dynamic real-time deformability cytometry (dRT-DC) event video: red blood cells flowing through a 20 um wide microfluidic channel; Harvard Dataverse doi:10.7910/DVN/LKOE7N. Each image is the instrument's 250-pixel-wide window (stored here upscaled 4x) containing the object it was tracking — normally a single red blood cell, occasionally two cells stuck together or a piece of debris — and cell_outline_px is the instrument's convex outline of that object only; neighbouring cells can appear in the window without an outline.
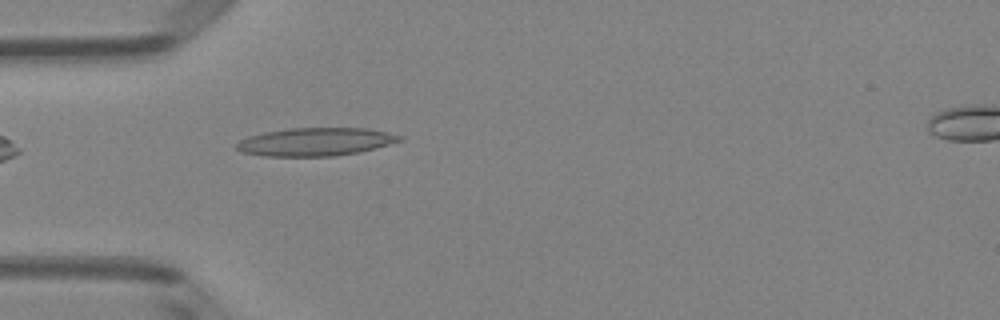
{"species": "Egyptian fruit bat (a non-hibernating species)", "species_latin": "Rousettus aegyptiacus", "temperature_condition": "room temperature", "stored_images_in_passage": 36, "camera_frame_rate_fps": 3000, "um_per_image_px": 0.085, "animal": {"sex": "female"}, "frame": {"image": 1, "passage_image": 1, "time_ms": 0.0, "image_size_px": [1000, 320], "cell_outline_px": [[400, 140], [388, 144], [360, 152], [336, 156], [264, 156], [240, 152], [236, 148], [236, 144], [240, 140], [248, 136], [264, 132], [288, 128], [368, 128], [400, 136]], "centroid_in_image_um": [26.74, 12.06], "position_along_channel_um": 58.3, "area_um2": 26.53}}
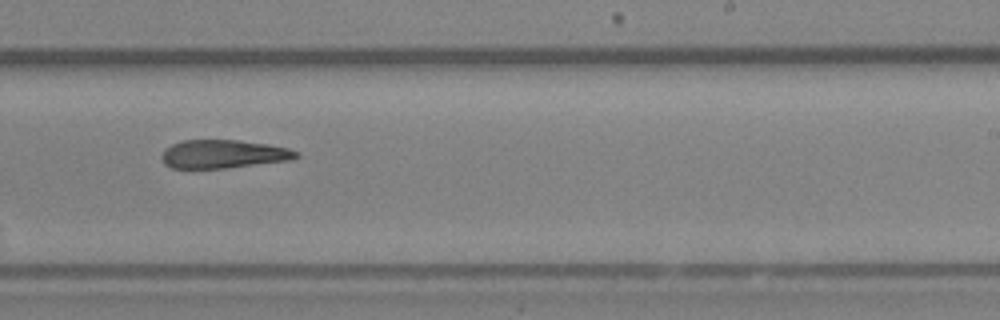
{"frame": {"image": 2, "passage_image": 17, "time_ms": 5.333, "image_size_px": [1000, 320], "cell_outline_px": [[300, 156], [288, 160], [224, 168], [172, 168], [164, 164], [160, 156], [164, 148], [180, 140], [240, 140], [288, 148], [300, 152]], "centroid_in_image_um": [18.93, 13.09], "position_along_channel_um": 270.1, "area_um2": 22.2}}
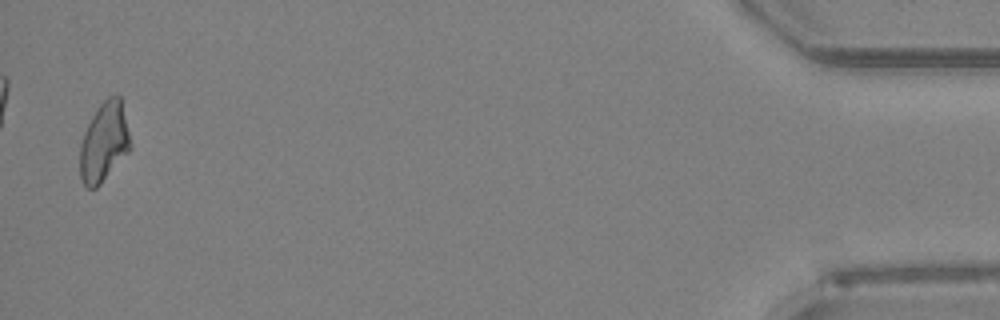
{"frame": {"image": 3, "passage_image": 35, "time_ms": 11.333, "image_size_px": [1000, 320], "cell_outline_px": [[132, 148], [100, 184], [96, 188], [88, 188], [84, 184], [80, 176], [80, 144], [84, 132], [92, 116], [100, 104], [108, 96], [120, 96], [132, 144]], "centroid_in_image_um": [8.85, 12.09], "position_along_channel_um": 426.3, "area_um2": 23.18}}